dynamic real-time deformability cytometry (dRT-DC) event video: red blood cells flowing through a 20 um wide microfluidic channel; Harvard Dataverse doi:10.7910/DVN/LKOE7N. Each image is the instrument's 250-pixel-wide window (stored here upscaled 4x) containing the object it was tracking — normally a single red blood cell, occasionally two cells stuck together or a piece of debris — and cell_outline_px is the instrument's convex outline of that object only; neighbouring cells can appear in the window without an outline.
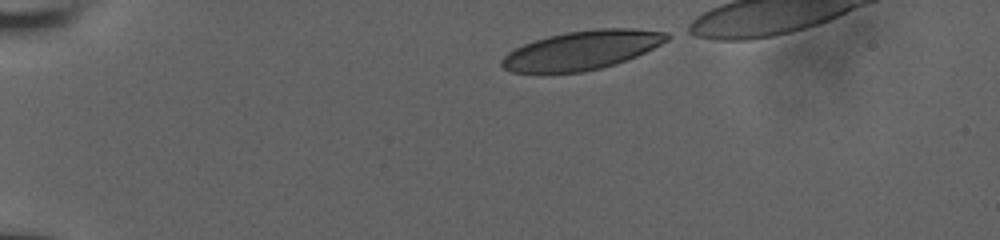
{"species": "human", "species_latin": "Homo sapiens", "temperature_condition": "room temperature", "stored_images_in_passage": 5, "camera_frame_rate_fps": 3000, "um_per_image_px": 0.085, "donor": {"sex": "male"}, "frame": {"image": 1, "passage_image": 1, "time_ms": 0.0, "image_size_px": [1000, 240], "cell_outline_px": [[672, 36], [668, 40], [636, 56], [600, 68], [584, 72], [512, 72], [504, 68], [500, 64], [500, 60], [508, 52], [524, 44], [548, 36], [568, 32], [596, 28], [632, 28], [668, 32]], "centroid_in_image_um": [49.47, 4.25], "position_along_channel_um": 35.5, "area_um2": 37.05}}